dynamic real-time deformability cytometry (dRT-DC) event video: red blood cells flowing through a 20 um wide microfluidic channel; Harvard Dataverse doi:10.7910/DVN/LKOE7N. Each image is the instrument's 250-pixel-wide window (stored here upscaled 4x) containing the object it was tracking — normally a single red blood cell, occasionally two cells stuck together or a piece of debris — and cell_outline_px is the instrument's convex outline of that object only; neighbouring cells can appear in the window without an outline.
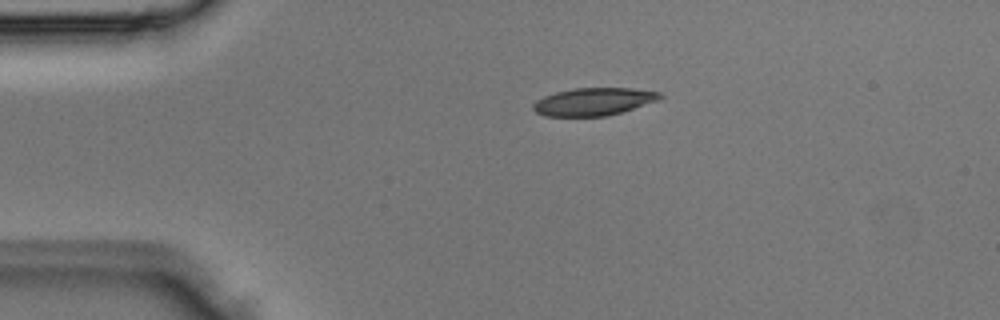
{"species": "Egyptian fruit bat (a non-hibernating species)", "species_latin": "Rousettus aegyptiacus", "temperature_condition": "room temperature", "stored_images_in_passage": 2, "camera_frame_rate_fps": 3000, "um_per_image_px": 0.085, "animal": {"sex": "male"}, "frame": {"image": 1, "passage_image": 1, "time_ms": 0.0, "image_size_px": [1000, 320], "cell_outline_px": [[664, 96], [656, 100], [608, 116], [544, 116], [536, 112], [532, 108], [532, 104], [536, 100], [544, 96], [556, 92], [572, 88], [632, 88], [660, 92]], "centroid_in_image_um": [50.4, 8.63], "position_along_channel_um": 34.6, "area_um2": 20.29}}